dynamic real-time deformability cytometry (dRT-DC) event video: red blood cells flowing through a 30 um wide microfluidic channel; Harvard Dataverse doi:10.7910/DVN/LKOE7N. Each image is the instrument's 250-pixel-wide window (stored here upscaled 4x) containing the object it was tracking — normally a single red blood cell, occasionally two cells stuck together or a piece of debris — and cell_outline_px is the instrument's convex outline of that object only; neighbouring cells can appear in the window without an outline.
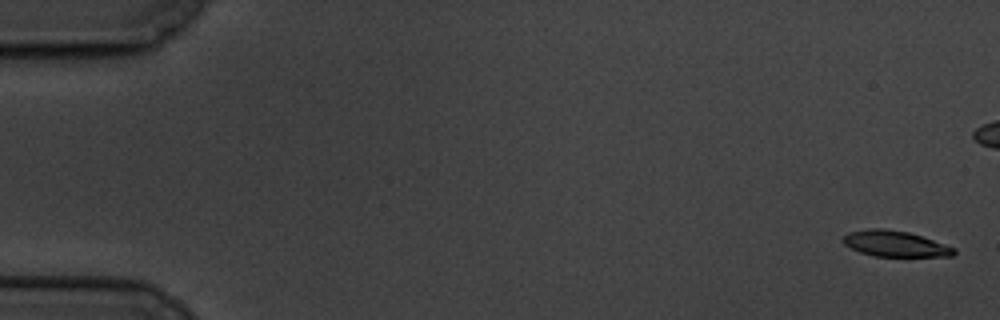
{"species": "common noctule bat (a hibernating species)", "species_latin": "Nyctalus noctula", "temperature_condition": "cold", "stored_images_in_passage": 6, "camera_frame_rate_fps": 3000, "um_per_image_px": 0.085, "animal": {"sex": "male", "body_mass_g": 19.5, "forearm_length_mm": 54.6}, "frame": {"image": 1, "passage_image": 1, "time_ms": 0.0, "image_size_px": [1000, 320], "cell_outline_px": [[956, 252], [952, 256], [872, 256], [860, 252], [844, 244], [840, 240], [848, 232], [868, 228], [880, 228], [908, 232], [956, 248]], "centroid_in_image_um": [76.04, 20.71], "position_along_channel_um": 9.0, "area_um2": 16.59}}
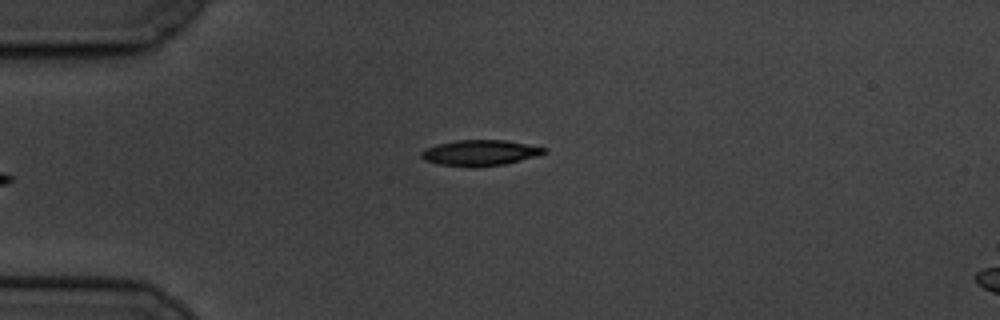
{"frame": {"image": 2, "passage_image": 6, "time_ms": 6.667, "image_size_px": [1000, 320], "cell_outline_px": [[548, 152], [536, 156], [504, 164], [472, 168], [440, 164], [424, 160], [420, 156], [420, 152], [424, 148], [436, 144], [456, 140], [504, 140], [548, 148]], "centroid_in_image_um": [40.77, 12.99], "position_along_channel_um": 44.2, "area_um2": 18.55}}